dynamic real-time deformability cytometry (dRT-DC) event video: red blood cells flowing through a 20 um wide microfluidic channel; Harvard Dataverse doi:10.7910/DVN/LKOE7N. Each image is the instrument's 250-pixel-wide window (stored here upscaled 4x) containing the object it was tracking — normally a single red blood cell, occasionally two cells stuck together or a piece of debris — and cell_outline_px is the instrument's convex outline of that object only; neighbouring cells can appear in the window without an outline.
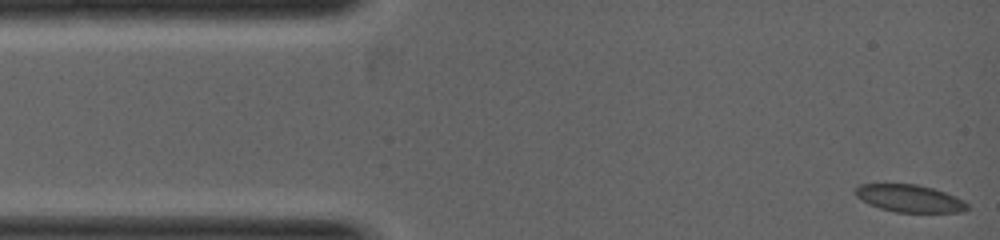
{"species": "common noctule bat (a hibernating species)", "species_latin": "Nyctalus noctula", "temperature_condition": "warm", "stored_images_in_passage": 33, "camera_frame_rate_fps": 5000, "um_per_image_px": 0.085, "animal": {"sex": "female", "body_mass_g": 19.0, "forearm_length_mm": 53.3}, "frame": {"image": 1, "passage_image": 1, "time_ms": 0.0, "image_size_px": [1000, 240], "cell_outline_px": [[968, 208], [956, 212], [896, 212], [880, 208], [868, 204], [856, 196], [856, 188], [864, 184], [916, 184], [932, 188], [944, 192], [968, 204]], "centroid_in_image_um": [77.27, 16.86], "position_along_channel_um": 7.7, "area_um2": 17.4}}
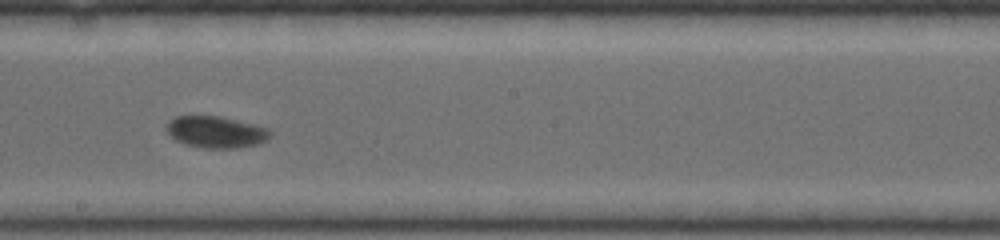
{"frame": {"image": 2, "passage_image": 19, "time_ms": 3.8, "image_size_px": [1000, 240], "cell_outline_px": [[272, 132], [264, 140], [256, 144], [236, 148], [204, 148], [184, 144], [176, 140], [168, 132], [168, 124], [176, 116], [220, 116], [268, 128]], "centroid_in_image_um": [18.36, 11.22], "position_along_channel_um": 229.8, "area_um2": 18.67}}
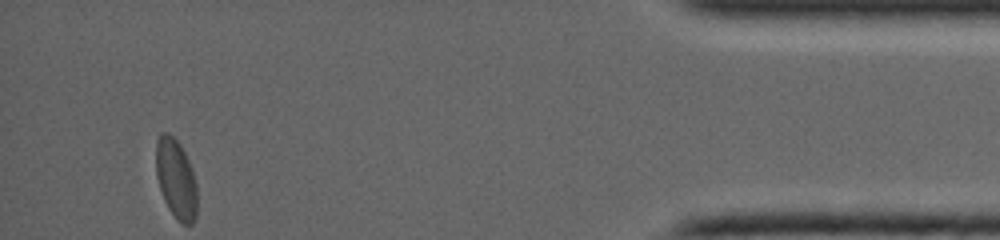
{"frame": {"image": 3, "passage_image": 33, "time_ms": 7.0, "image_size_px": [1000, 240], "cell_outline_px": [[196, 216], [192, 224], [184, 224], [176, 220], [168, 208], [164, 200], [156, 176], [156, 140], [160, 132], [168, 132], [180, 144], [188, 160], [196, 184]], "centroid_in_image_um": [14.94, 15.2], "position_along_channel_um": 420.3, "area_um2": 19.02}}